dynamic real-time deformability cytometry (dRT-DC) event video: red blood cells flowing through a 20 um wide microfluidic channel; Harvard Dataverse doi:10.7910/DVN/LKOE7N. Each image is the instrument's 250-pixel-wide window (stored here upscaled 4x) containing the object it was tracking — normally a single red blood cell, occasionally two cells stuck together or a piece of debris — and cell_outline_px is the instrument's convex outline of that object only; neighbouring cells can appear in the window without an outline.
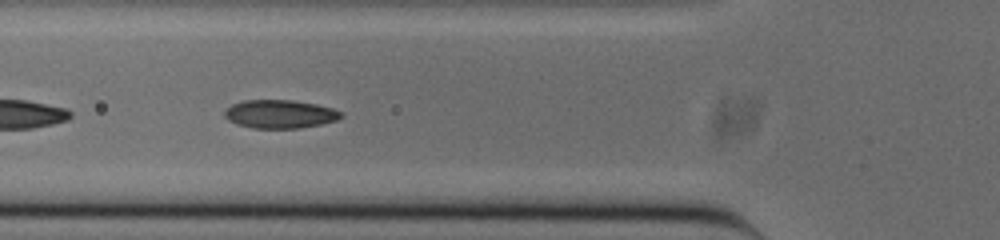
{"species": "common noctule bat (a hibernating species)", "species_latin": "Nyctalus noctula", "temperature_condition": "cold", "stored_images_in_passage": 32, "camera_frame_rate_fps": 3000, "um_per_image_px": 0.085, "animal": {"sex": "male", "body_mass_g": 20.0, "forearm_length_mm": 53.3}, "frame": {"image": 1, "passage_image": 5, "time_ms": 1.333, "image_size_px": [1000, 240], "cell_outline_px": [[344, 116], [336, 120], [320, 124], [300, 128], [252, 128], [236, 124], [228, 120], [224, 116], [224, 112], [232, 104], [244, 100], [292, 100], [316, 104], [332, 108], [344, 112]], "centroid_in_image_um": [23.8, 9.69], "position_along_channel_um": 102.0, "area_um2": 19.31}, "authors_computed_cell_mechanics": {"area_um2": 19.4208, "velocity_mm_per_s": 3.8418, "shape_relaxation_time_tau1_ms": 4.2663, "shape_relaxation_time_tau2_ms": 0.812, "deformation_change_tau1": 0.1425, "deformation_change_tau2": 0.0442}}